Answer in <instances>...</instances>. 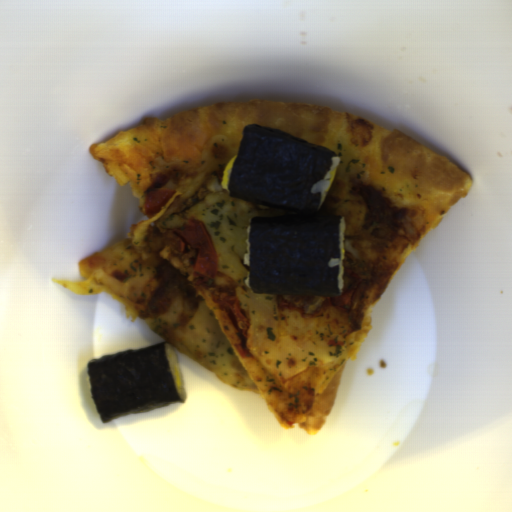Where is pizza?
Masks as SVG:
<instances>
[{
    "instance_id": "obj_1",
    "label": "pizza",
    "mask_w": 512,
    "mask_h": 512,
    "mask_svg": "<svg viewBox=\"0 0 512 512\" xmlns=\"http://www.w3.org/2000/svg\"><path fill=\"white\" fill-rule=\"evenodd\" d=\"M290 132L312 144L335 150L341 157L333 184L320 210L346 219L344 265L366 277L361 297L362 322L347 336L341 358L312 363L288 379L279 380L249 352L246 338L214 302V292L236 286L218 270L212 281L193 283L195 251L179 252L172 230L163 226L174 213L197 205L220 190L223 172L236 158L248 124ZM90 155L102 163L118 186L128 184L142 210L155 187L174 190L161 210L131 224L124 239L78 261L81 281L51 279L76 295L106 293L136 322L137 303L149 300L162 262L178 268L214 315L225 339L251 378L246 389L260 397L281 428L298 427L314 435L324 426L334 403L344 365L355 360L371 328V310L386 292L406 258L423 236L434 230L470 190L469 174L414 142L371 120L345 112L276 101H238L205 106L171 115L150 117L130 130L92 143ZM359 184L374 186L402 208L404 218L388 244L365 235L364 202ZM228 189V188H227ZM340 219V220H341ZM198 304V305H199Z\"/></svg>"
},
{
    "instance_id": "obj_2",
    "label": "pizza",
    "mask_w": 512,
    "mask_h": 512,
    "mask_svg": "<svg viewBox=\"0 0 512 512\" xmlns=\"http://www.w3.org/2000/svg\"><path fill=\"white\" fill-rule=\"evenodd\" d=\"M195 308H184L179 299H174L169 309L159 317L143 319L146 324L161 338L164 344H171L173 331L192 317ZM173 347V345H172ZM174 350L183 354L173 347ZM184 355V354H183Z\"/></svg>"
}]
</instances>
